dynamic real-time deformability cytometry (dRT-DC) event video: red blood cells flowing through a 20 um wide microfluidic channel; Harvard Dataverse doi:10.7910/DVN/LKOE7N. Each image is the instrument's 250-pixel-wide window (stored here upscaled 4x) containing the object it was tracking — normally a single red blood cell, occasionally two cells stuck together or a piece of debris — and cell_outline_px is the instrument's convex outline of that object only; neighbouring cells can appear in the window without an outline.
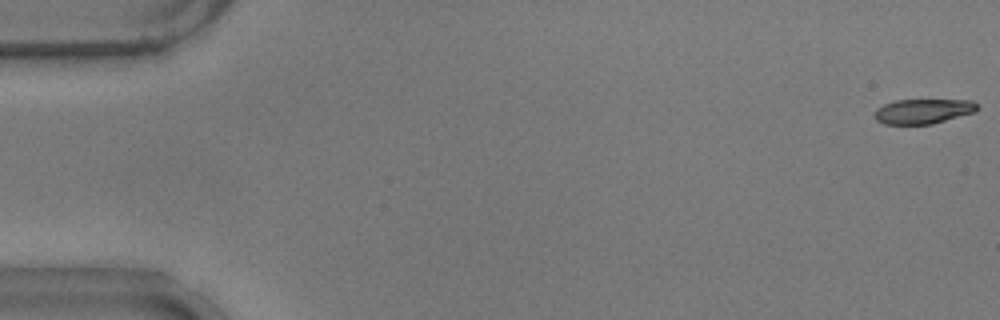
{"species": "common noctule bat (a hibernating species)", "species_latin": "Nyctalus noctula", "temperature_condition": "warm", "stored_images_in_passage": 10, "camera_frame_rate_fps": 3000, "um_per_image_px": 0.085, "animal": {"sex": "male", "body_mass_g": 17.9}, "frame": {"image": 1, "passage_image": 1, "time_ms": 0.0, "image_size_px": [1000, 320], "cell_outline_px": [[976, 112], [932, 124], [884, 124], [876, 120], [876, 108], [884, 104], [896, 100], [972, 100], [976, 104]], "centroid_in_image_um": [78.47, 9.46], "position_along_channel_um": 6.5, "area_um2": 14.74}}